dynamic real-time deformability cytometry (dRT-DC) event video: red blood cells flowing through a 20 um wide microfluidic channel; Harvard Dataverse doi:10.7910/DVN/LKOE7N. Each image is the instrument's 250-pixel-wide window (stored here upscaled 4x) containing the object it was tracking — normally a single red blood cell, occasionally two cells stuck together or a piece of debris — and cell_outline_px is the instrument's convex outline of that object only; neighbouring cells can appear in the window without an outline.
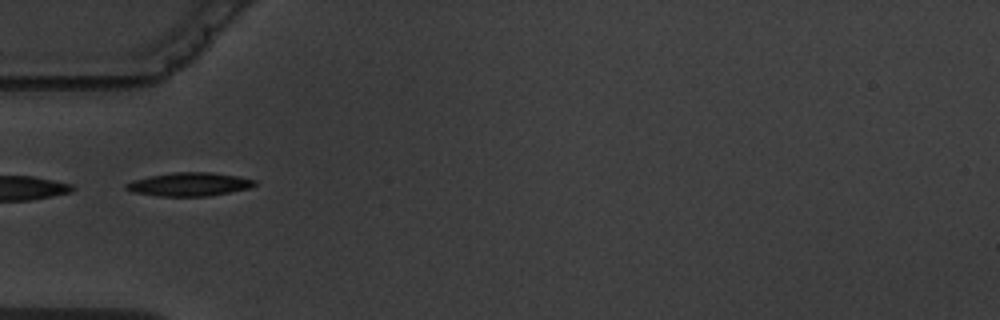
{"species": "common noctule bat (a hibernating species)", "species_latin": "Nyctalus noctula", "temperature_condition": "warm", "stored_images_in_passage": 4, "camera_frame_rate_fps": 3000, "um_per_image_px": 0.085, "animal": {"sex": "male", "body_mass_g": 19.5, "forearm_length_mm": 54.6}, "frame": {"image": 1, "passage_image": 2, "time_ms": 1.0, "image_size_px": [1000, 320], "cell_outline_px": [[256, 184], [252, 188], [208, 196], [156, 196], [132, 192], [124, 188], [124, 184], [132, 180], [148, 176], [172, 172], [212, 172], [240, 176], [256, 180]], "centroid_in_image_um": [16.08, 15.66], "position_along_channel_um": 68.9, "area_um2": 17.92}}
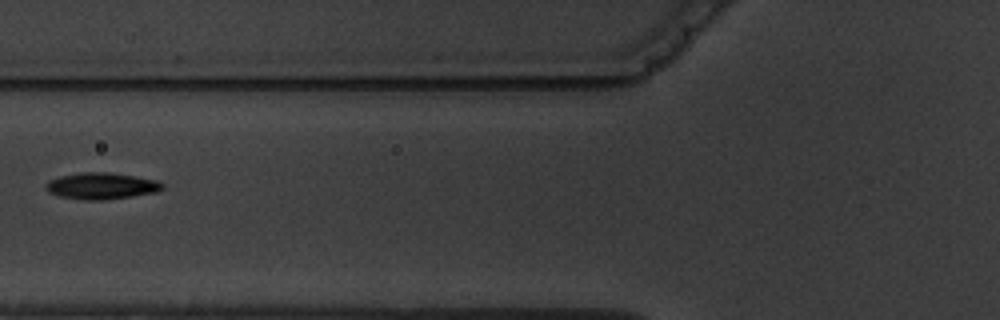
{"frame": {"image": 2, "passage_image": 3, "time_ms": 2.333, "image_size_px": [1000, 320], "cell_outline_px": [[164, 188], [156, 192], [132, 196], [100, 200], [84, 200], [60, 196], [48, 192], [44, 188], [44, 184], [48, 180], [60, 176], [80, 172], [108, 172], [136, 176], [156, 180], [164, 184]], "centroid_in_image_um": [8.59, 15.79], "position_along_channel_um": 117.2, "area_um2": 18.09}}